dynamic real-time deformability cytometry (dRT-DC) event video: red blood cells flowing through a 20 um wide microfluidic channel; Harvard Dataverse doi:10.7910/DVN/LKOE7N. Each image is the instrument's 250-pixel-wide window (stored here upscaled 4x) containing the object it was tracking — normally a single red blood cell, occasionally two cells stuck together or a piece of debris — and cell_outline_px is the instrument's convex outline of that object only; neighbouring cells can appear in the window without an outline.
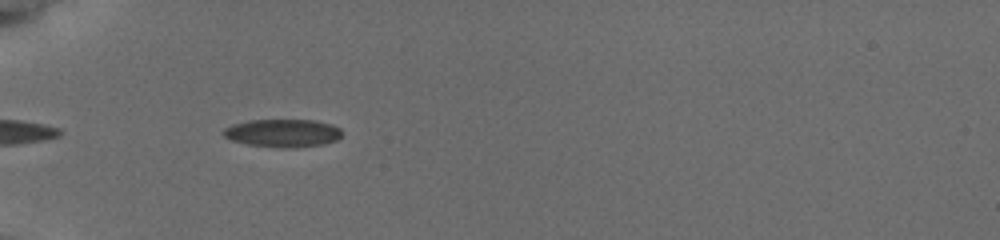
{"species": "common noctule bat (a hibernating species)", "species_latin": "Nyctalus noctula", "temperature_condition": "cold", "stored_images_in_passage": 7, "camera_frame_rate_fps": 3000, "um_per_image_px": 0.085, "animal": {"sex": "female", "body_mass_g": 19.5, "forearm_length_mm": 54.1}, "frame": {"image": 1, "passage_image": 3, "time_ms": 1.333, "image_size_px": [1000, 240], "cell_outline_px": [[340, 136], [336, 140], [320, 144], [248, 144], [232, 140], [224, 136], [220, 132], [224, 128], [232, 124], [248, 120], [316, 120], [332, 124], [340, 128]], "centroid_in_image_um": [23.98, 11.23], "position_along_channel_um": 61.0, "area_um2": 18.09}}
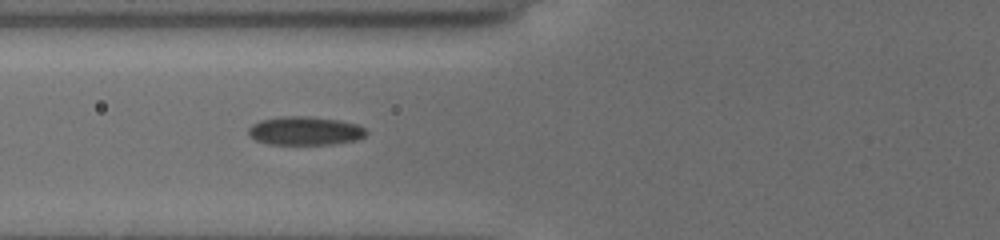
{"frame": {"image": 2, "passage_image": 7, "time_ms": 2.667, "image_size_px": [1000, 240], "cell_outline_px": [[368, 132], [364, 136], [356, 140], [332, 144], [268, 144], [256, 140], [248, 132], [248, 128], [252, 124], [260, 120], [284, 116], [308, 116], [340, 120], [356, 124], [364, 128]], "centroid_in_image_um": [25.93, 11.11], "position_along_channel_um": 99.9, "area_um2": 19.54}}